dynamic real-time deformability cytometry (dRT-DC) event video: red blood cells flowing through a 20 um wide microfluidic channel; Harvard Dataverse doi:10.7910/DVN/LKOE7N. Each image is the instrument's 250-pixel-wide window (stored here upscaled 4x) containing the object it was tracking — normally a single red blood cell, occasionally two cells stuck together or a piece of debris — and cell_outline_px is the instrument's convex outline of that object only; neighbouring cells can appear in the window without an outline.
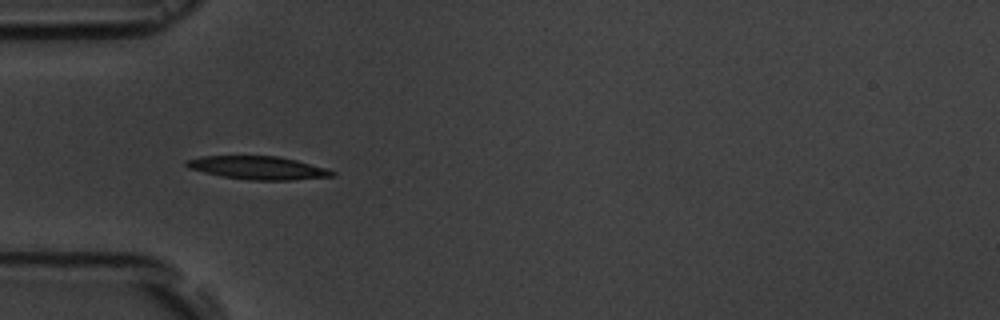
{"species": "common noctule bat (a hibernating species)", "species_latin": "Nyctalus noctula", "temperature_condition": "room temperature", "stored_images_in_passage": 5, "camera_frame_rate_fps": 3000, "um_per_image_px": 0.085, "animal": {"sex": "male", "body_mass_g": 19.5, "forearm_length_mm": 54.6}, "frame": {"image": 1, "passage_image": 4, "time_ms": 3.333, "image_size_px": [1000, 320], "cell_outline_px": [[336, 176], [292, 180], [248, 180], [224, 176], [204, 172], [188, 168], [184, 164], [184, 160], [200, 156], [280, 156], [296, 160], [324, 168], [336, 172]], "centroid_in_image_um": [21.91, 14.26], "position_along_channel_um": 63.1, "area_um2": 19.65}}
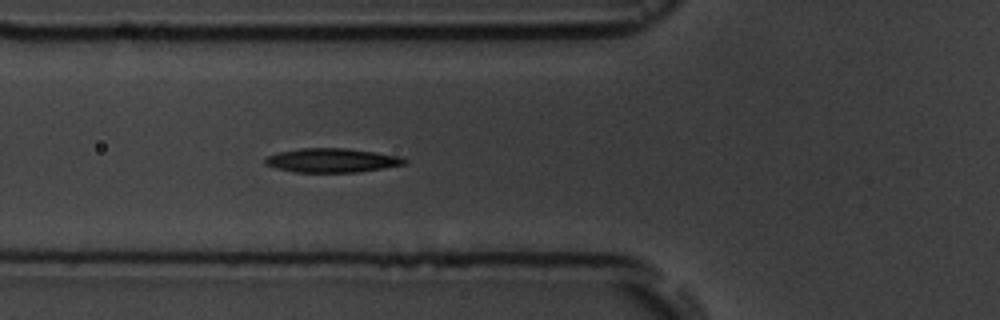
{"frame": {"image": 2, "passage_image": 5, "time_ms": 4.333, "image_size_px": [1000, 320], "cell_outline_px": [[408, 160], [404, 164], [384, 168], [360, 172], [296, 172], [276, 168], [264, 164], [264, 160], [268, 156], [280, 152], [300, 148], [344, 148], [376, 152], [400, 156]], "centroid_in_image_um": [28.23, 13.63], "position_along_channel_um": 97.6, "area_um2": 19.48}}